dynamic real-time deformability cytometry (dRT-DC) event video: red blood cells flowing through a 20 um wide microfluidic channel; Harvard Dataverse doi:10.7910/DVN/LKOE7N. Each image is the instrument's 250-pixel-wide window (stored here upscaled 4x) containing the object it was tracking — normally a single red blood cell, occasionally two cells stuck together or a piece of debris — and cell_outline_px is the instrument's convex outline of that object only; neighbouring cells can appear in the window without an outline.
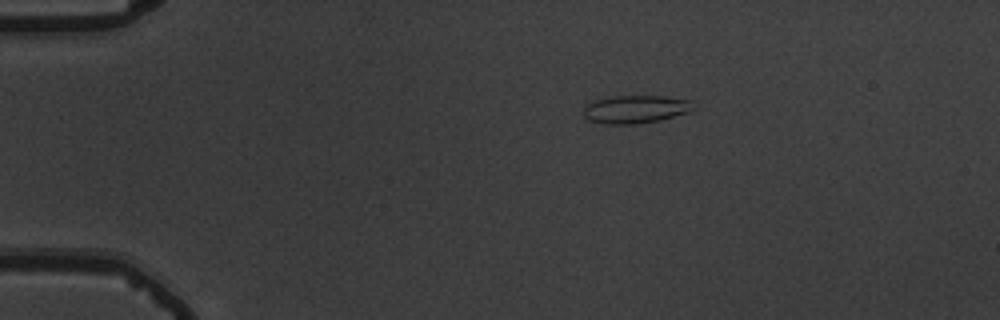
{"species": "common noctule bat (a hibernating species)", "species_latin": "Nyctalus noctula", "temperature_condition": "warm", "stored_images_in_passage": 46, "camera_frame_rate_fps": 3000, "um_per_image_px": 0.085, "animal": {"sex": "male", "body_mass_g": 19.5, "forearm_length_mm": 54.6}, "frame": {"image": 1, "passage_image": 1, "time_ms": 0.0, "image_size_px": [1000, 320], "cell_outline_px": [[696, 108], [688, 112], [660, 120], [636, 124], [604, 124], [588, 120], [584, 116], [584, 108], [592, 100], [612, 96], [660, 96], [692, 100]], "centroid_in_image_um": [54.02, 9.28], "position_along_channel_um": 31.0, "area_um2": 18.03}}
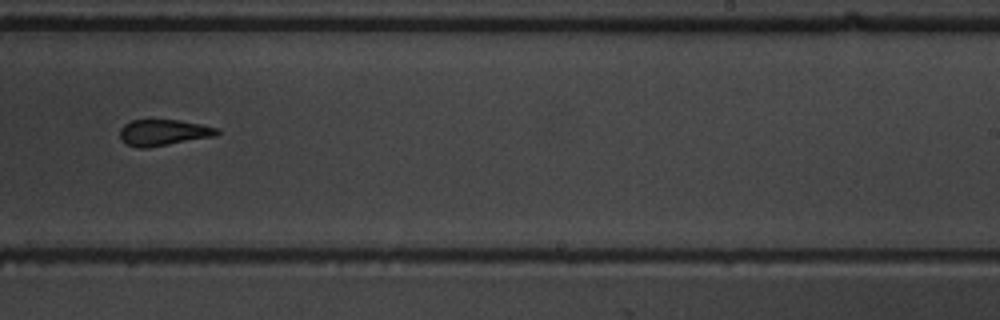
{"frame": {"image": 2, "passage_image": 26, "time_ms": 8.333, "image_size_px": [1000, 320], "cell_outline_px": [[220, 132], [216, 136], [148, 148], [136, 148], [124, 144], [120, 140], [120, 128], [124, 124], [132, 120], [180, 120], [220, 128]], "centroid_in_image_um": [13.88, 11.28], "position_along_channel_um": 275.1, "area_um2": 15.09}}
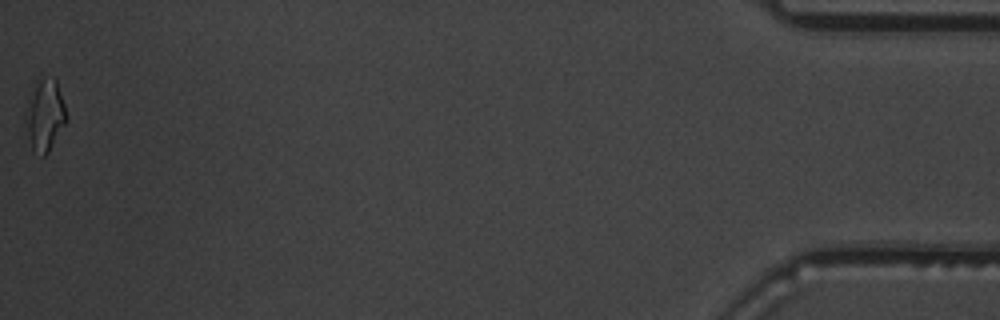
{"frame": {"image": 3, "passage_image": 46, "time_ms": 15.0, "image_size_px": [1000, 320], "cell_outline_px": [[68, 120], [48, 152], [44, 156], [40, 156], [32, 152], [28, 136], [28, 100], [32, 84], [44, 76], [56, 80], [68, 116]], "centroid_in_image_um": [3.85, 9.79], "position_along_channel_um": 431.4, "area_um2": 16.82}, "authors_computed_cell_mechanics": {"area_um2": 15.5771, "velocity_mm_per_s": 3.6946, "shape_relaxation_time_tau1_ms": null, "shape_relaxation_time_tau2_ms": 2.0346, "deformation_change_tau1": null, "deformation_change_tau2": 0.0932}}